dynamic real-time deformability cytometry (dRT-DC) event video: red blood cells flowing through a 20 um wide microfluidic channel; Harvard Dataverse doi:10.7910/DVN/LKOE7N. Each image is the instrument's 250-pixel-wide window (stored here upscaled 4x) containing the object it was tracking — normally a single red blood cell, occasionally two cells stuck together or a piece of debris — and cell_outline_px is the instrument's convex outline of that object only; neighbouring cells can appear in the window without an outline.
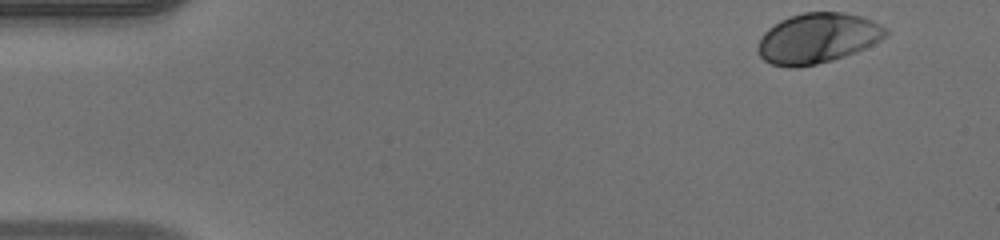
{"species": "human", "species_latin": "Homo sapiens", "temperature_condition": "warm", "stored_images_in_passage": 46, "camera_frame_rate_fps": 3000, "um_per_image_px": 0.085, "donor": {"sex": "male"}, "frame": {"image": 1, "passage_image": 1, "time_ms": 0.0, "image_size_px": [1000, 240], "cell_outline_px": [[888, 36], [864, 48], [844, 56], [832, 60], [816, 64], [796, 68], [792, 68], [772, 64], [764, 60], [756, 52], [756, 48], [760, 36], [768, 28], [780, 20], [788, 16], [804, 12], [840, 12], [860, 16], [872, 20], [888, 28]], "centroid_in_image_um": [69.46, 3.24], "position_along_channel_um": 15.5, "area_um2": 37.57}}
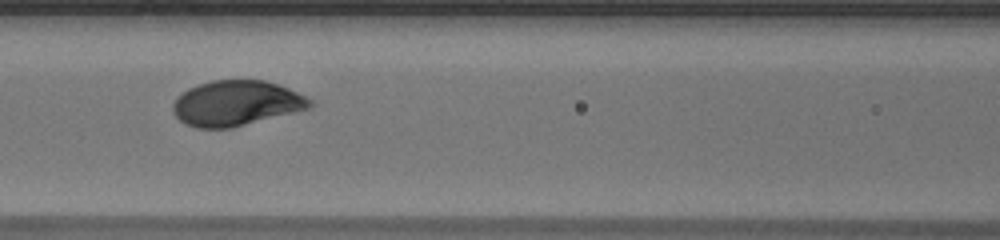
{"frame": {"image": 2, "passage_image": 19, "time_ms": 6.0, "image_size_px": [1000, 240], "cell_outline_px": [[316, 104], [312, 108], [232, 128], [196, 128], [184, 124], [172, 112], [172, 104], [188, 88], [212, 80], [264, 80], [280, 84], [312, 100]], "centroid_in_image_um": [20.11, 8.78], "position_along_channel_um": 146.5, "area_um2": 36.3}}
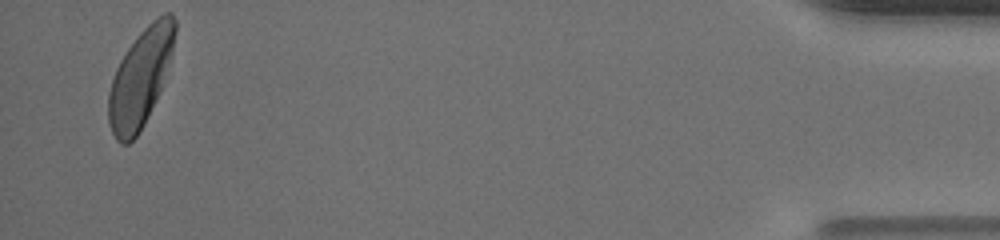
{"frame": {"image": 3, "passage_image": 45, "time_ms": 14.667, "image_size_px": [1000, 240], "cell_outline_px": [[176, 32], [172, 52], [160, 92], [144, 124], [136, 136], [128, 144], [120, 144], [116, 140], [112, 132], [108, 120], [108, 92], [116, 68], [120, 60], [128, 48], [140, 32], [152, 20], [164, 12], [172, 12], [176, 20]], "centroid_in_image_um": [11.94, 6.61], "position_along_channel_um": 423.3, "area_um2": 37.69}, "authors_computed_cell_mechanics": {"area_um2": 36.3851, "velocity_mm_per_s": 4.1413, "shape_relaxation_time_tau1_ms": 1.9808, "shape_relaxation_time_tau2_ms": null, "deformation_change_tau1": 0.1558, "deformation_change_tau2": null}}